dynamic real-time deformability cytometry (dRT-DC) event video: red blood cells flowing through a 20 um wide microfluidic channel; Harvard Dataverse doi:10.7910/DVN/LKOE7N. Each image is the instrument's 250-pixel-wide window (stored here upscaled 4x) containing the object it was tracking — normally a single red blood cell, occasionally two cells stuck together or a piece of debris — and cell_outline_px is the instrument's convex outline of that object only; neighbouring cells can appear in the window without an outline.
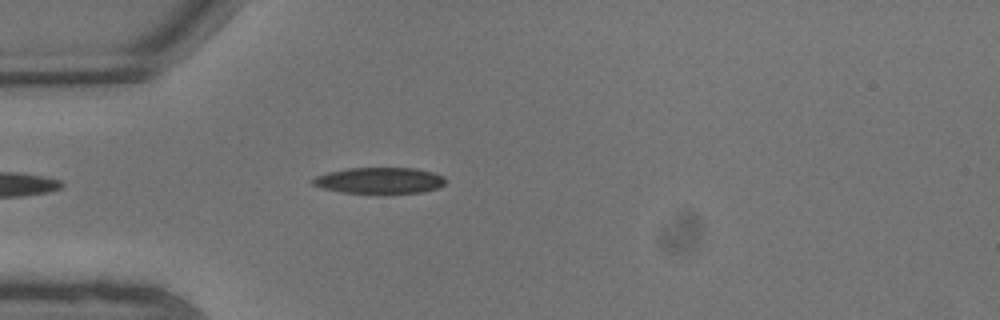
{"species": "common noctule bat (a hibernating species)", "species_latin": "Nyctalus noctula", "temperature_condition": "warm", "stored_images_in_passage": 8, "camera_frame_rate_fps": 3000, "um_per_image_px": 0.085, "animal": {"sex": "male", "body_mass_g": 13.3}, "frame": {"image": 1, "passage_image": 4, "time_ms": 1.0, "image_size_px": [1000, 320], "cell_outline_px": [[444, 184], [436, 188], [424, 192], [384, 196], [376, 196], [344, 192], [324, 188], [312, 184], [312, 180], [316, 176], [328, 172], [348, 168], [416, 168], [432, 172], [444, 176]], "centroid_in_image_um": [32.28, 15.39], "position_along_channel_um": 52.7, "area_um2": 20.98}}
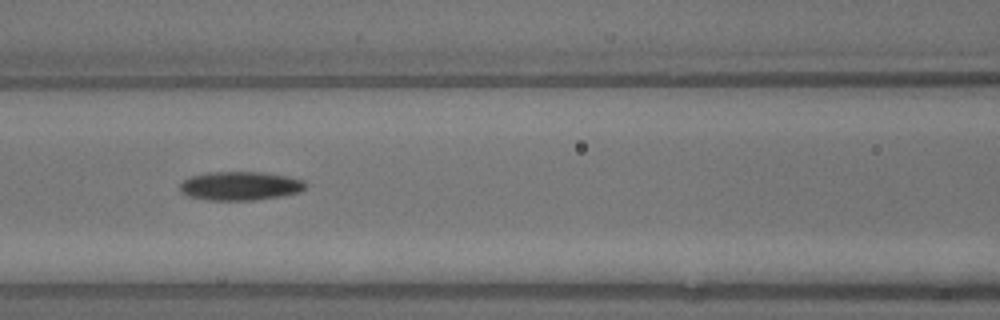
{"frame": {"image": 2, "passage_image": 7, "time_ms": 2.0, "image_size_px": [1000, 320], "cell_outline_px": [[308, 184], [300, 192], [280, 196], [252, 200], [208, 200], [188, 196], [180, 192], [180, 184], [188, 176], [208, 172], [264, 172], [288, 176], [304, 180]], "centroid_in_image_um": [20.41, 15.79], "position_along_channel_um": 146.2, "area_um2": 21.21}}
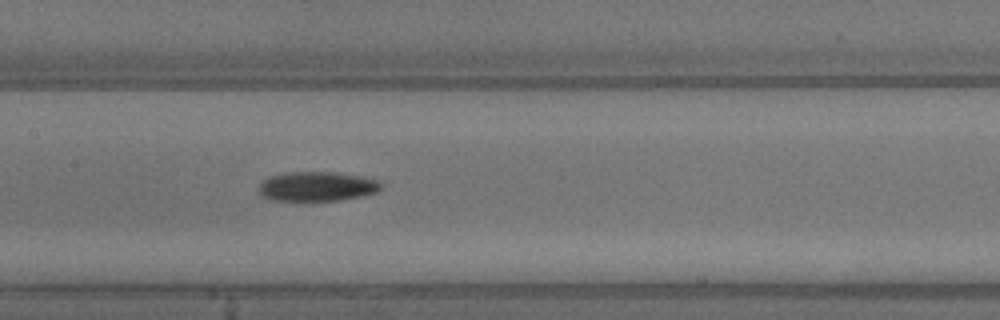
{"frame": {"image": 3, "passage_image": 8, "time_ms": 2.333, "image_size_px": [1000, 320], "cell_outline_px": [[380, 188], [376, 192], [364, 196], [340, 200], [304, 204], [272, 200], [264, 196], [260, 192], [260, 184], [268, 176], [284, 172], [336, 172], [364, 176], [380, 180]], "centroid_in_image_um": [26.94, 15.88], "position_along_channel_um": 180.5, "area_um2": 22.02}}